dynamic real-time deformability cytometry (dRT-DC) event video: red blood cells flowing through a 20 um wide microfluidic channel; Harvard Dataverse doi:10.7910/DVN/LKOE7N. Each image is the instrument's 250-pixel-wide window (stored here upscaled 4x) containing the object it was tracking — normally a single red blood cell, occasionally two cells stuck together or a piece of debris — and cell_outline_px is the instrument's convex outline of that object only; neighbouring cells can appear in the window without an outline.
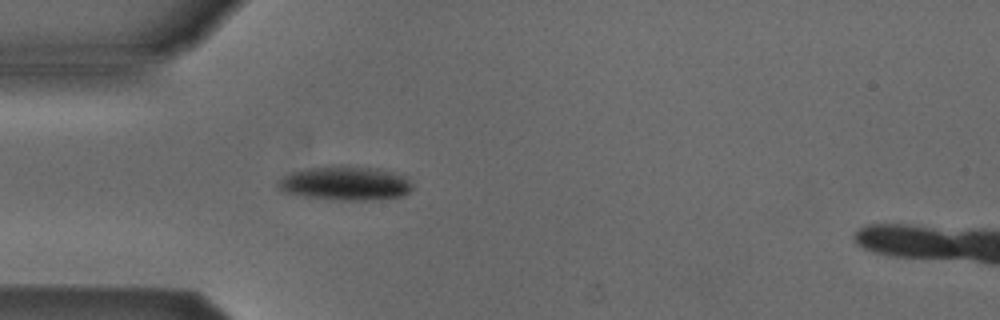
{"species": "Egyptian fruit bat (a non-hibernating species)", "species_latin": "Rousettus aegyptiacus", "temperature_condition": "cold", "stored_images_in_passage": 5, "camera_frame_rate_fps": 3000, "um_per_image_px": 0.085, "animal": {"sex": "male"}, "frame": {"image": 1, "passage_image": 4, "time_ms": 3.667, "image_size_px": [1000, 320], "cell_outline_px": [[412, 188], [404, 196], [380, 200], [340, 200], [304, 196], [280, 192], [276, 188], [276, 180], [292, 172], [308, 168], [340, 164], [380, 168], [408, 176], [412, 184]], "centroid_in_image_um": [29.36, 15.56], "position_along_channel_um": 55.6, "area_um2": 27.51}}